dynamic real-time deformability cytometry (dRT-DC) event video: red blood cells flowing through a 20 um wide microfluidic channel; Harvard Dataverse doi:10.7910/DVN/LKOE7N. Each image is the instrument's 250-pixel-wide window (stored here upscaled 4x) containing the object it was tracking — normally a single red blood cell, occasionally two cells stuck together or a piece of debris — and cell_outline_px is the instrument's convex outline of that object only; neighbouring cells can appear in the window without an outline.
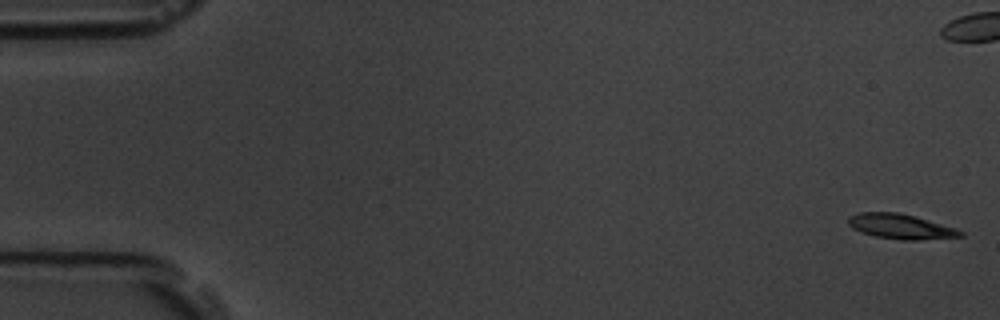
{"species": "common noctule bat (a hibernating species)", "species_latin": "Nyctalus noctula", "temperature_condition": "room temperature", "stored_images_in_passage": 57, "camera_frame_rate_fps": 3000, "um_per_image_px": 0.085, "animal": {"sex": "male", "body_mass_g": 19.5, "forearm_length_mm": 54.6}, "frame": {"image": 1, "passage_image": 1, "time_ms": 0.0, "image_size_px": [1000, 320], "cell_outline_px": [[964, 236], [916, 240], [900, 240], [876, 236], [860, 232], [852, 228], [848, 224], [848, 216], [860, 212], [900, 212], [916, 216], [964, 232]], "centroid_in_image_um": [76.49, 19.24], "position_along_channel_um": 8.5, "area_um2": 16.18}}
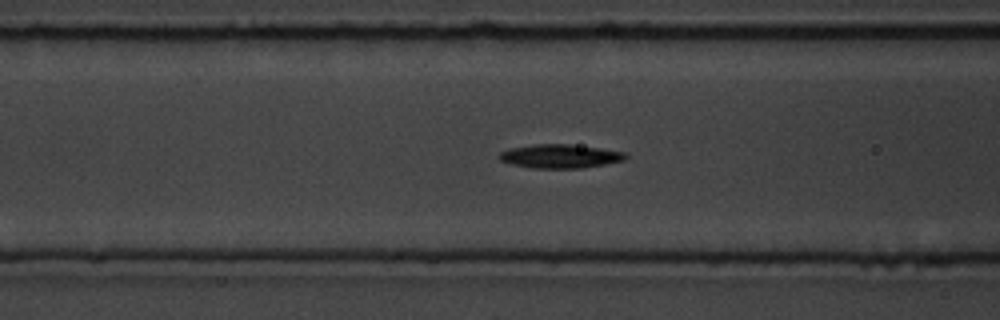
{"frame": {"image": 2, "passage_image": 22, "time_ms": 7.0, "image_size_px": [1000, 320], "cell_outline_px": [[628, 156], [624, 160], [584, 168], [532, 168], [512, 164], [500, 160], [496, 156], [500, 152], [508, 148], [536, 144], [568, 144], [600, 148], [628, 152]], "centroid_in_image_um": [47.6, 13.27], "position_along_channel_um": 119.0, "area_um2": 17.63}}
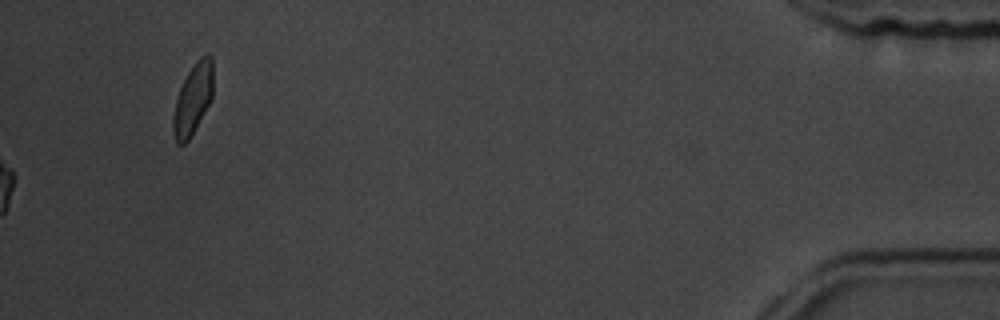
{"frame": {"image": 3, "passage_image": 57, "time_ms": 18.667, "image_size_px": [1000, 320], "cell_outline_px": [[212, 100], [188, 140], [184, 144], [176, 144], [172, 128], [172, 120], [176, 100], [180, 88], [188, 72], [196, 60], [200, 56], [208, 52], [212, 56]], "centroid_in_image_um": [16.4, 8.4], "position_along_channel_um": 418.8, "area_um2": 16.47}}